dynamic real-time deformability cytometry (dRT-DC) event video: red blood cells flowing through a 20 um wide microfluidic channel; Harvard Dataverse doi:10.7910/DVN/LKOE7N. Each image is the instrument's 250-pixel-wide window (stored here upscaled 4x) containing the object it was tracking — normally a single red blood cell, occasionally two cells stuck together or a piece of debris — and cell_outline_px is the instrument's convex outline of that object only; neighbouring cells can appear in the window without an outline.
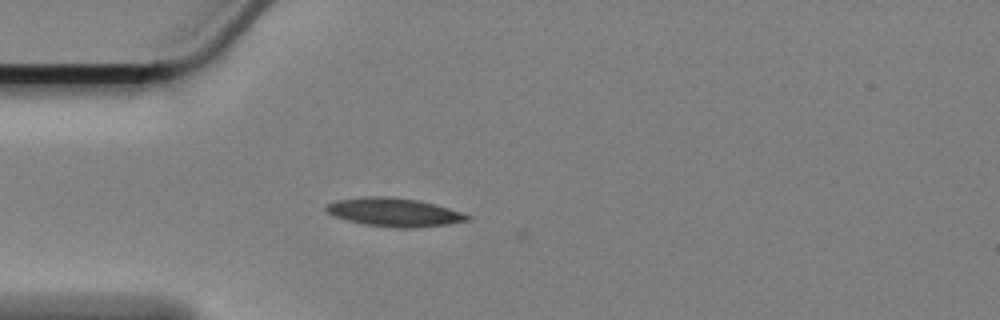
{"species": "Egyptian fruit bat (a non-hibernating species)", "species_latin": "Rousettus aegyptiacus", "temperature_condition": "cold", "stored_images_in_passage": 5, "camera_frame_rate_fps": 3000, "um_per_image_px": 0.085, "animal": {"sex": "female"}, "frame": {"image": 1, "passage_image": 3, "time_ms": 0.667, "image_size_px": [1000, 320], "cell_outline_px": [[472, 220], [448, 224], [416, 228], [392, 228], [364, 224], [332, 216], [324, 208], [328, 204], [336, 200], [368, 196], [388, 196], [416, 200], [448, 208], [472, 216]], "centroid_in_image_um": [33.5, 18.05], "position_along_channel_um": 51.5, "area_um2": 23.41}}